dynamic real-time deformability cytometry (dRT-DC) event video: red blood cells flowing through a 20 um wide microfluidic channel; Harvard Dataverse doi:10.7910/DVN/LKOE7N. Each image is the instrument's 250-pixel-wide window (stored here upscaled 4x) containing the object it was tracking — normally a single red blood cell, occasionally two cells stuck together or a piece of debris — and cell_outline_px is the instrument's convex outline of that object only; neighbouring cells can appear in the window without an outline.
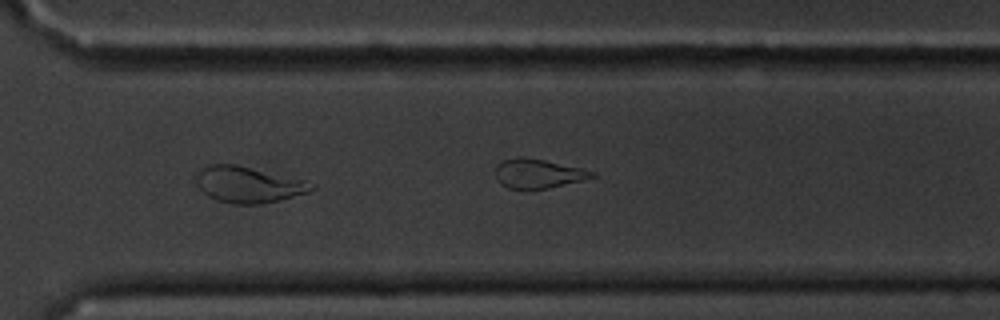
{"species": "common noctule bat (a hibernating species)", "species_latin": "Nyctalus noctula", "temperature_condition": "cold", "stored_images_in_passage": 15, "camera_frame_rate_fps": 3000, "um_per_image_px": 0.085, "animal": {"sex": "male", "body_mass_g": 20.1, "forearm_length_mm": 53.5}, "frame": {"image": 1, "passage_image": 11, "time_ms": 12.667, "image_size_px": [1000, 320], "cell_outline_px": [[316, 188], [308, 192], [260, 204], [236, 204], [216, 200], [208, 196], [200, 188], [196, 180], [196, 172], [200, 168], [208, 164], [236, 164], [304, 180], [316, 184]], "centroid_in_image_um": [21.08, 15.67], "position_along_channel_um": 349.5, "area_um2": 24.1}}
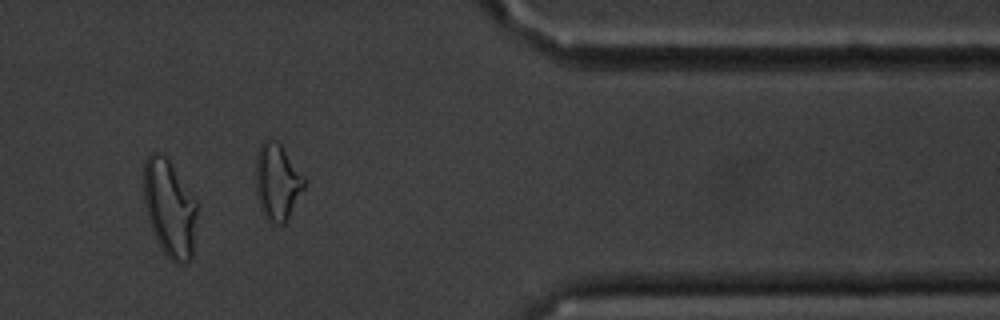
{"frame": {"image": 2, "passage_image": 13, "time_ms": 15.0, "image_size_px": [1000, 320], "cell_outline_px": [[196, 216], [192, 256], [184, 264], [176, 264], [164, 252], [152, 228], [148, 216], [144, 200], [144, 160], [152, 152], [160, 152], [168, 160], [196, 200]], "centroid_in_image_um": [14.41, 17.68], "position_along_channel_um": 397.0, "area_um2": 29.48}, "authors_computed_cell_mechanics": {"area_um2": 23.5246, "velocity_mm_per_s": 3.407, "shape_relaxation_time_tau1_ms": 4.8205, "shape_relaxation_time_tau2_ms": 2.5971, "deformation_change_tau1": 0.1409, "deformation_change_tau2": 0.0843}}